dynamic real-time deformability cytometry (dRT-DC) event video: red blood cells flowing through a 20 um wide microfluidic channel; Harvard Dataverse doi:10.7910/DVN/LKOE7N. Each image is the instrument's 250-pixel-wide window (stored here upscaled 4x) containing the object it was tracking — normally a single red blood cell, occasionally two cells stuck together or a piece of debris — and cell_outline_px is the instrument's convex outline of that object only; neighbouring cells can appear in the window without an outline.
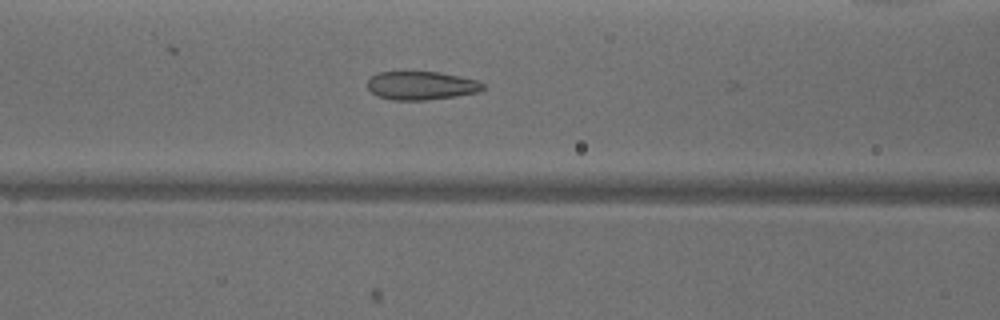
{"species": "common noctule bat (a hibernating species)", "species_latin": "Nyctalus noctula", "temperature_condition": "warm", "stored_images_in_passage": 7, "camera_frame_rate_fps": 3000, "um_per_image_px": 0.085, "animal": {"sex": "male", "body_mass_g": 18.8}, "frame": {"image": 1, "passage_image": 6, "time_ms": 1.667, "image_size_px": [1000, 320], "cell_outline_px": [[484, 88], [480, 92], [456, 96], [424, 100], [392, 100], [376, 96], [368, 88], [368, 80], [372, 76], [380, 72], [436, 72], [460, 76], [476, 80], [484, 84]], "centroid_in_image_um": [35.81, 7.28], "position_along_channel_um": 130.8, "area_um2": 19.07}}